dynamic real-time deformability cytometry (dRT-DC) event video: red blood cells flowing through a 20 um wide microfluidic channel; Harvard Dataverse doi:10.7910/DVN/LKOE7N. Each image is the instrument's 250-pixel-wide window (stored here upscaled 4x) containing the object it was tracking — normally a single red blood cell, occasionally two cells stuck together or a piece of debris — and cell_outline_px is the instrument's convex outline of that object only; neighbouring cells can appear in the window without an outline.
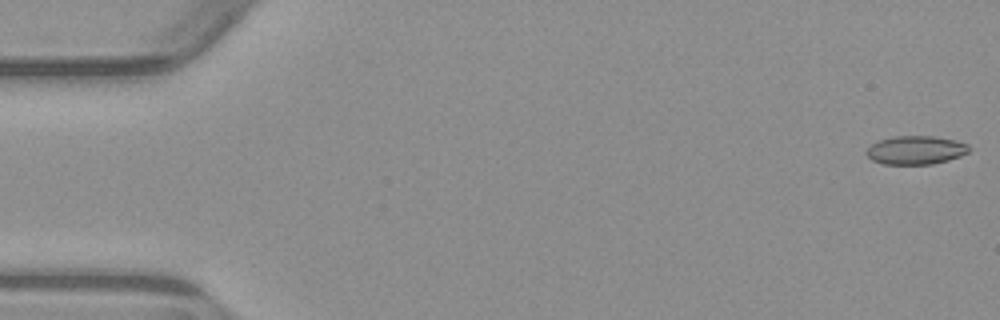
{"species": "common noctule bat (a hibernating species)", "species_latin": "Nyctalus noctula", "temperature_condition": "warm", "stored_images_in_passage": 5, "camera_frame_rate_fps": 3000, "um_per_image_px": 0.085, "animal": {"sex": "male", "body_mass_g": 23.1, "forearm_length_mm": 52.7}, "frame": {"image": 1, "passage_image": 1, "time_ms": 0.0, "image_size_px": [1000, 320], "cell_outline_px": [[968, 152], [960, 156], [948, 160], [932, 164], [884, 164], [872, 160], [864, 152], [872, 144], [880, 140], [892, 136], [932, 136], [952, 140], [968, 144]], "centroid_in_image_um": [77.8, 12.76], "position_along_channel_um": 7.2, "area_um2": 16.88}}
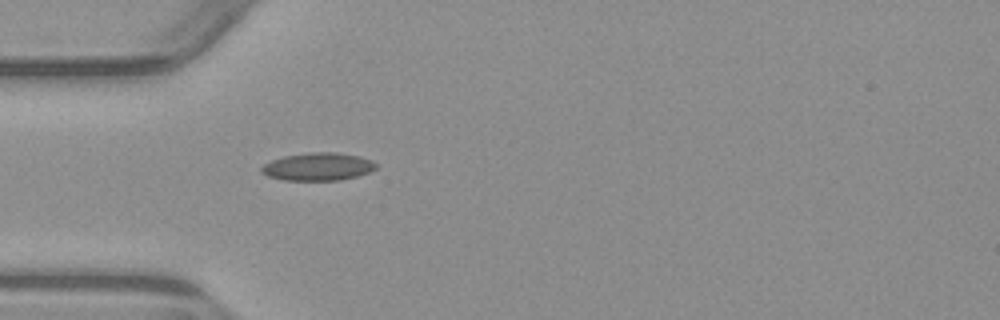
{"frame": {"image": 2, "passage_image": 5, "time_ms": 5.0, "image_size_px": [1000, 320], "cell_outline_px": [[376, 168], [368, 172], [356, 176], [340, 180], [284, 180], [268, 176], [260, 172], [260, 168], [264, 164], [272, 160], [284, 156], [312, 152], [336, 152], [360, 156], [372, 160], [376, 164]], "centroid_in_image_um": [27.01, 14.16], "position_along_channel_um": 58.0, "area_um2": 18.5}}